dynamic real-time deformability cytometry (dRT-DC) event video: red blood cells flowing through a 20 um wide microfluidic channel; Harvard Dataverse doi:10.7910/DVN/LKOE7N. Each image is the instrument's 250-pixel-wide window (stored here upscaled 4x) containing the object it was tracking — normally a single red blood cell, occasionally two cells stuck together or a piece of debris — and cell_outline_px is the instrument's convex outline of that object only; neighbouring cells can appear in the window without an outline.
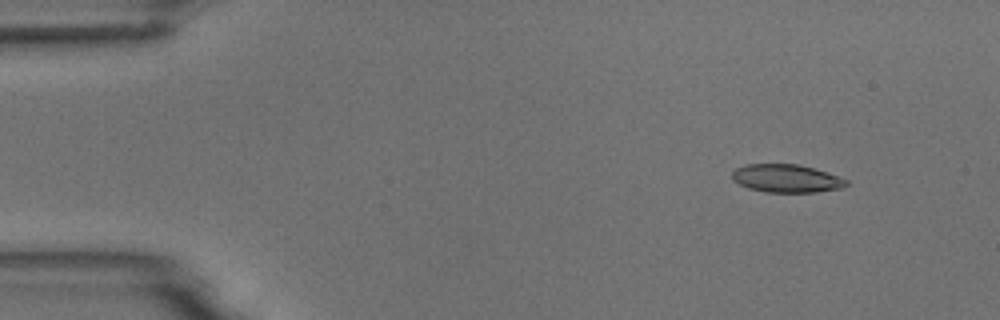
{"species": "common noctule bat (a hibernating species)", "species_latin": "Nyctalus noctula", "temperature_condition": "room temperature", "stored_images_in_passage": 8, "camera_frame_rate_fps": 3000, "um_per_image_px": 0.085, "animal": {"sex": "male", "body_mass_g": 18.8}, "frame": {"image": 1, "passage_image": 1, "time_ms": 0.0, "image_size_px": [1000, 320], "cell_outline_px": [[848, 184], [844, 188], [816, 192], [768, 192], [748, 188], [732, 180], [732, 172], [736, 168], [748, 164], [796, 164], [812, 168], [848, 180]], "centroid_in_image_um": [66.83, 15.17], "position_along_channel_um": 18.2, "area_um2": 18.5}}
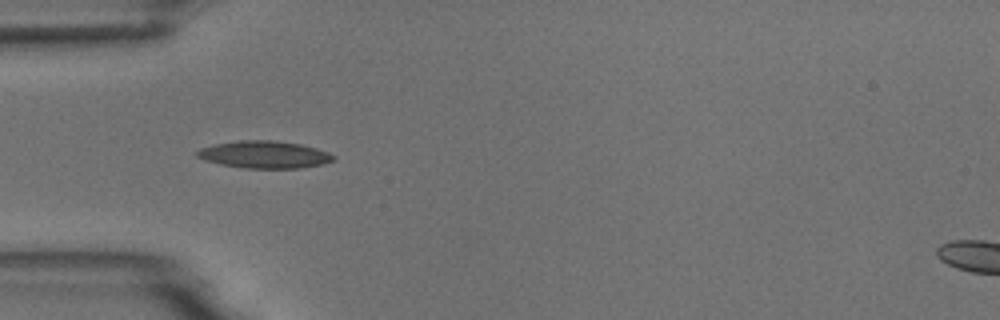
{"frame": {"image": 2, "passage_image": 4, "time_ms": 3.667, "image_size_px": [1000, 320], "cell_outline_px": [[336, 160], [324, 164], [300, 168], [244, 168], [220, 164], [204, 160], [196, 156], [196, 152], [200, 148], [216, 144], [240, 140], [272, 140], [300, 144], [316, 148], [328, 152], [336, 156]], "centroid_in_image_um": [22.5, 13.14], "position_along_channel_um": 62.5, "area_um2": 21.73}}
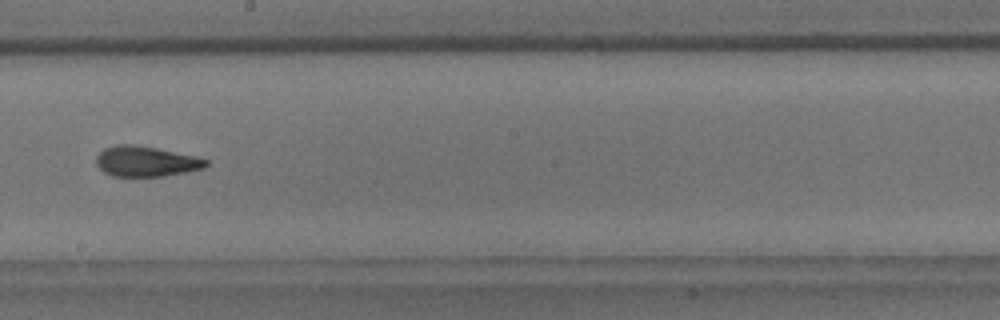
{"frame": {"image": 3, "passage_image": 8, "time_ms": 8.333, "image_size_px": [1000, 320], "cell_outline_px": [[208, 164], [204, 168], [164, 176], [112, 176], [104, 172], [96, 164], [96, 156], [104, 148], [116, 144], [136, 144], [196, 156], [208, 160]], "centroid_in_image_um": [12.39, 13.71], "position_along_channel_um": 235.8, "area_um2": 19.42}}